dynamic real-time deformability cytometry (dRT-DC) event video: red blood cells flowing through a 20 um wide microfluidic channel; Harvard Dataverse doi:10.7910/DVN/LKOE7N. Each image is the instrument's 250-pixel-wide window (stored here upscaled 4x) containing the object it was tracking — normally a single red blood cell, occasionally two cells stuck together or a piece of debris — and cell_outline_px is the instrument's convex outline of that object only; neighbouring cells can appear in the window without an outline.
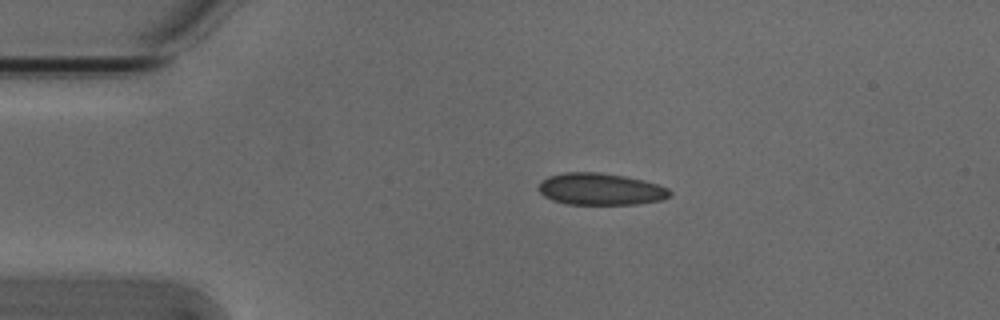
{"species": "Egyptian fruit bat (a non-hibernating species)", "species_latin": "Rousettus aegyptiacus", "temperature_condition": "cold", "stored_images_in_passage": 2, "camera_frame_rate_fps": 3000, "um_per_image_px": 0.085, "animal": {"sex": "male"}, "frame": {"image": 1, "passage_image": 1, "time_ms": 0.0, "image_size_px": [1000, 320], "cell_outline_px": [[672, 192], [664, 200], [636, 204], [568, 204], [552, 200], [544, 196], [536, 188], [548, 176], [564, 172], [600, 172], [624, 176], [644, 180], [668, 188]], "centroid_in_image_um": [51.04, 16.07], "position_along_channel_um": 34.0, "area_um2": 24.39}}